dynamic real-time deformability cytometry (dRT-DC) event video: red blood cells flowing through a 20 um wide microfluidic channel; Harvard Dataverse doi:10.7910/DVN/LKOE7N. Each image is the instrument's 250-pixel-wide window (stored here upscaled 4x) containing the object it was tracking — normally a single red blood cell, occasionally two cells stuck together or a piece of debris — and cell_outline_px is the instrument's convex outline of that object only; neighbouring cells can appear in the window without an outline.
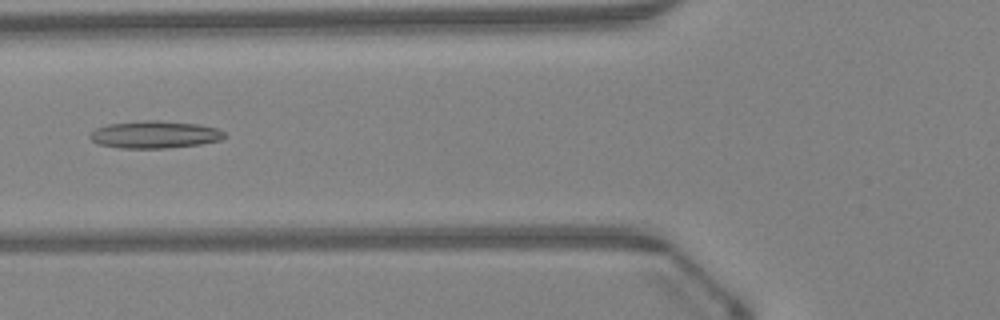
{"species": "Egyptian fruit bat (a non-hibernating species)", "species_latin": "Rousettus aegyptiacus", "temperature_condition": "warm", "stored_images_in_passage": 47, "camera_frame_rate_fps": 3000, "um_per_image_px": 0.085, "animal": {"sex": "female"}, "frame": {"image": 1, "passage_image": 18, "time_ms": 5.667, "image_size_px": [1000, 320], "cell_outline_px": [[228, 136], [220, 140], [200, 144], [164, 148], [120, 148], [100, 144], [92, 140], [88, 136], [96, 128], [108, 124], [144, 120], [160, 120], [200, 124], [216, 128], [224, 132]], "centroid_in_image_um": [13.18, 11.43], "position_along_channel_um": 112.6, "area_um2": 21.44}}
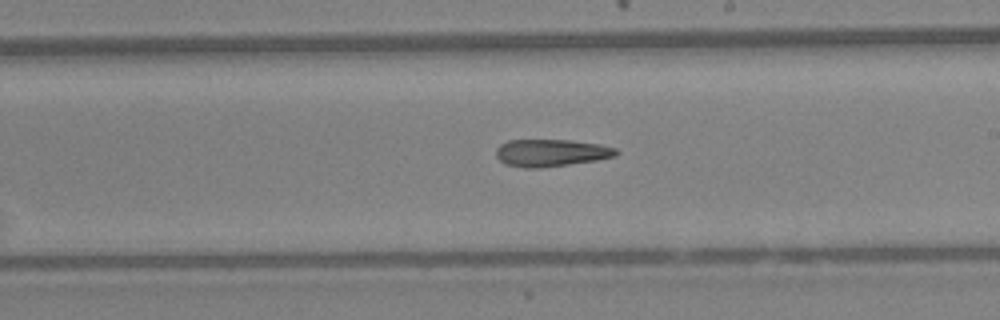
{"frame": {"image": 2, "passage_image": 27, "time_ms": 8.667, "image_size_px": [1000, 320], "cell_outline_px": [[620, 152], [616, 156], [596, 160], [540, 168], [524, 168], [504, 164], [496, 156], [496, 148], [500, 144], [508, 140], [572, 140], [600, 144], [616, 148]], "centroid_in_image_um": [46.84, 12.99], "position_along_channel_um": 242.2, "area_um2": 19.19}}
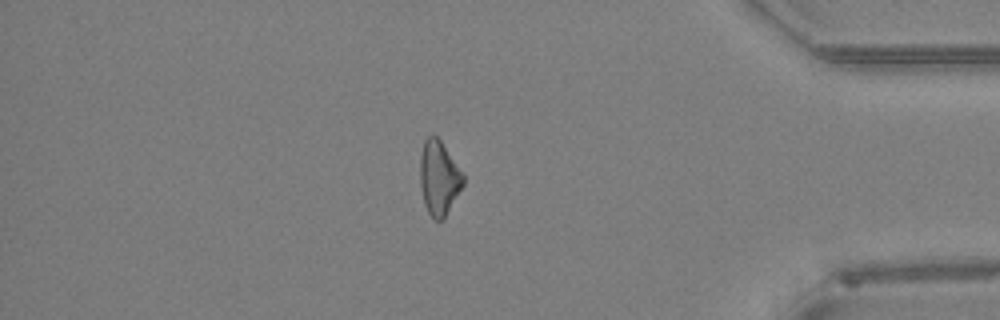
{"frame": {"image": 3, "passage_image": 40, "time_ms": 13.0, "image_size_px": [1000, 320], "cell_outline_px": [[464, 184], [444, 216], [440, 220], [436, 220], [428, 212], [424, 204], [420, 184], [420, 156], [424, 140], [428, 136], [436, 136], [440, 140], [464, 172]], "centroid_in_image_um": [37.31, 15.08], "position_along_channel_um": 397.9, "area_um2": 18.5}}